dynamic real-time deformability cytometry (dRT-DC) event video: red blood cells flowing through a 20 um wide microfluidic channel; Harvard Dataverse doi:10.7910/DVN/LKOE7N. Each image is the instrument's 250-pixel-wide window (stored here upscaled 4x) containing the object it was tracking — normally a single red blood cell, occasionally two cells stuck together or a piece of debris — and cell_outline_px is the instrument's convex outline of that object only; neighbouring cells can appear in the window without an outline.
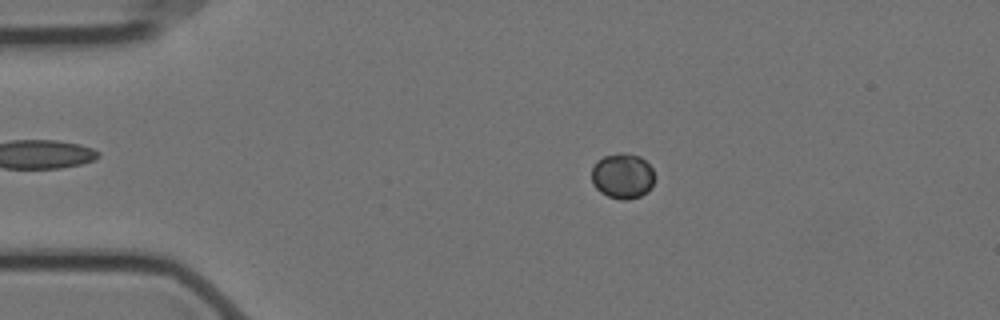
{"species": "Egyptian fruit bat (a non-hibernating species)", "species_latin": "Rousettus aegyptiacus", "temperature_condition": "cold", "stored_images_in_passage": 58, "camera_frame_rate_fps": 3000, "um_per_image_px": 0.085, "animal": {"sex": "female"}, "frame": {"image": 1, "passage_image": 12, "time_ms": 3.667, "image_size_px": [1000, 320], "cell_outline_px": [[656, 176], [652, 188], [648, 192], [640, 196], [628, 200], [620, 200], [608, 196], [600, 192], [592, 184], [592, 168], [596, 160], [604, 156], [620, 152], [624, 152], [640, 156], [652, 168]], "centroid_in_image_um": [52.93, 14.96], "position_along_channel_um": 32.1, "area_um2": 17.05}}
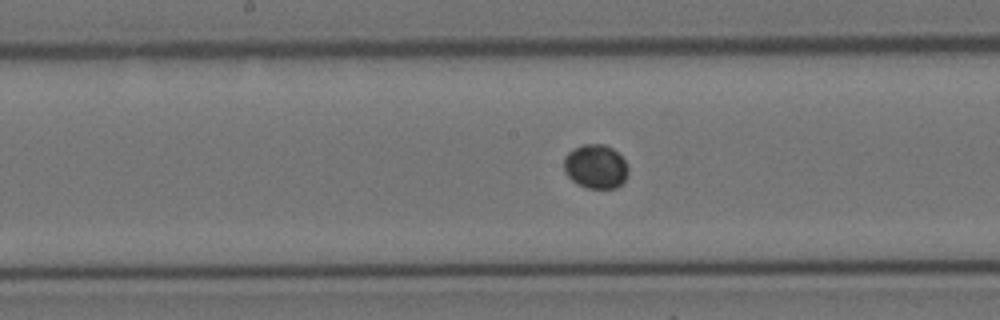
{"frame": {"image": 2, "passage_image": 30, "time_ms": 9.667, "image_size_px": [1000, 320], "cell_outline_px": [[628, 176], [616, 188], [588, 188], [576, 184], [564, 172], [564, 156], [572, 148], [584, 144], [604, 144], [612, 148], [624, 160], [628, 168]], "centroid_in_image_um": [50.61, 14.15], "position_along_channel_um": 197.6, "area_um2": 16.59}}
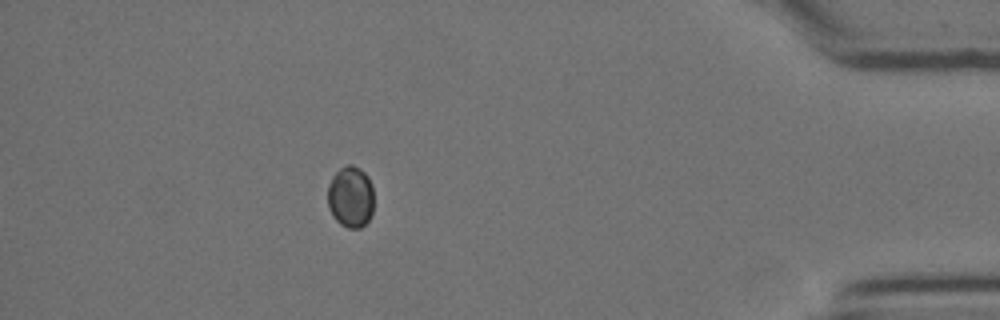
{"frame": {"image": 3, "passage_image": 52, "time_ms": 17.0, "image_size_px": [1000, 320], "cell_outline_px": [[372, 212], [368, 220], [360, 228], [348, 228], [340, 224], [332, 216], [328, 208], [328, 184], [332, 176], [340, 168], [348, 164], [352, 164], [360, 168], [368, 176], [372, 184]], "centroid_in_image_um": [29.78, 16.72], "position_along_channel_um": 405.4, "area_um2": 16.65}}